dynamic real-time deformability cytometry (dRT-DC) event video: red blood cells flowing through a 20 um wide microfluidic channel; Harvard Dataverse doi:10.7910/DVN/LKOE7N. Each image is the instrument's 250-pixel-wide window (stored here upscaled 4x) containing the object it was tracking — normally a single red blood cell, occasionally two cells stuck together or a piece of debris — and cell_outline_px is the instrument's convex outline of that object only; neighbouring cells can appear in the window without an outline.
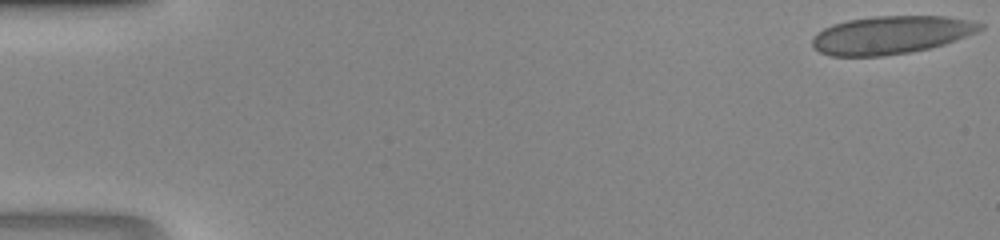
{"species": "human", "species_latin": "Homo sapiens", "temperature_condition": "room temperature", "stored_images_in_passage": 41, "camera_frame_rate_fps": 3000, "um_per_image_px": 0.085, "donor": {"sex": "male"}, "frame": {"image": 1, "passage_image": 1, "time_ms": 0.0, "image_size_px": [1000, 240], "cell_outline_px": [[984, 28], [976, 32], [944, 44], [928, 48], [908, 52], [880, 56], [832, 56], [820, 52], [812, 44], [812, 40], [824, 28], [832, 24], [848, 20], [876, 16], [944, 16], [984, 24]], "centroid_in_image_um": [75.72, 2.97], "position_along_channel_um": 9.3, "area_um2": 36.59}}
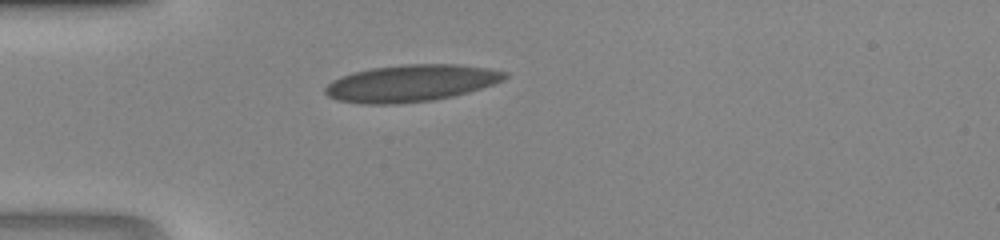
{"frame": {"image": 2, "passage_image": 14, "time_ms": 4.333, "image_size_px": [1000, 240], "cell_outline_px": [[508, 76], [504, 80], [468, 92], [452, 96], [432, 100], [396, 104], [364, 104], [340, 100], [328, 96], [324, 92], [324, 88], [332, 80], [352, 72], [372, 68], [404, 64], [456, 64], [488, 68], [508, 72]], "centroid_in_image_um": [34.93, 7.06], "position_along_channel_um": 50.1, "area_um2": 38.49}}
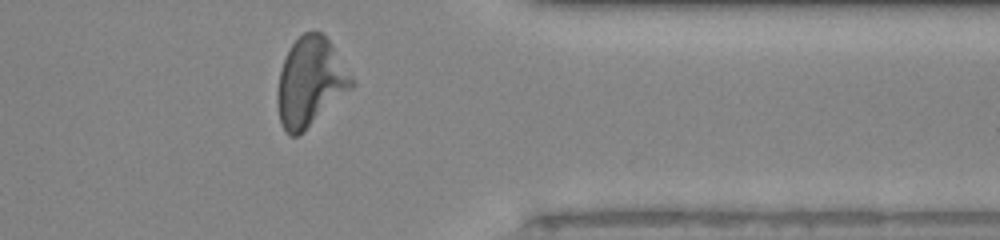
{"frame": {"image": 3, "passage_image": 38, "time_ms": 12.333, "image_size_px": [1000, 240], "cell_outline_px": [[352, 88], [304, 132], [296, 136], [288, 136], [280, 124], [276, 100], [276, 92], [280, 72], [284, 60], [292, 44], [304, 32], [324, 32], [332, 44], [352, 76]], "centroid_in_image_um": [26.35, 7.0], "position_along_channel_um": 385.0, "area_um2": 38.44}}